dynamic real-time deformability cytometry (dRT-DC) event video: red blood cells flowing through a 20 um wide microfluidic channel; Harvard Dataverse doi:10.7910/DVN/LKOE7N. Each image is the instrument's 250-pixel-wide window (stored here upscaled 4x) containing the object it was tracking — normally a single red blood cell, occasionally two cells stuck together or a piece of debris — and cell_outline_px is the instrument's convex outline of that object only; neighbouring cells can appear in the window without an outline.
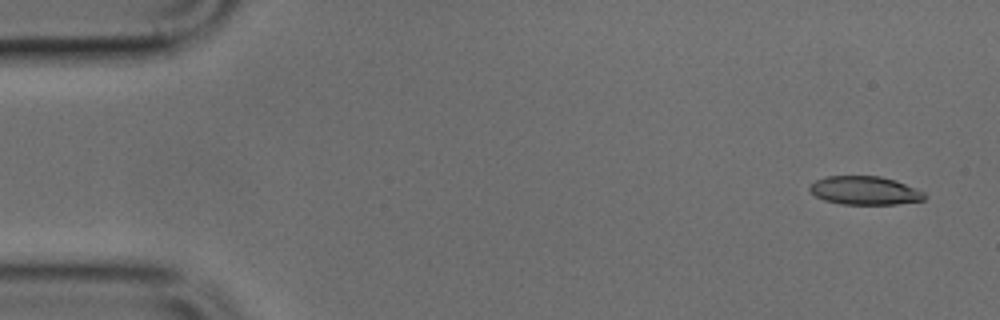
{"species": "common noctule bat (a hibernating species)", "species_latin": "Nyctalus noctula", "temperature_condition": "cold", "stored_images_in_passage": 3, "camera_frame_rate_fps": 3000, "um_per_image_px": 0.085, "animal": {"sex": "male", "body_mass_g": 17.9, "forearm_length_mm": 54.2}, "frame": {"image": 1, "passage_image": 1, "time_ms": 0.0, "image_size_px": [1000, 320], "cell_outline_px": [[924, 200], [896, 204], [840, 204], [824, 200], [816, 196], [808, 188], [816, 180], [828, 176], [880, 176], [896, 180], [924, 192]], "centroid_in_image_um": [73.5, 16.19], "position_along_channel_um": 11.5, "area_um2": 18.9}}